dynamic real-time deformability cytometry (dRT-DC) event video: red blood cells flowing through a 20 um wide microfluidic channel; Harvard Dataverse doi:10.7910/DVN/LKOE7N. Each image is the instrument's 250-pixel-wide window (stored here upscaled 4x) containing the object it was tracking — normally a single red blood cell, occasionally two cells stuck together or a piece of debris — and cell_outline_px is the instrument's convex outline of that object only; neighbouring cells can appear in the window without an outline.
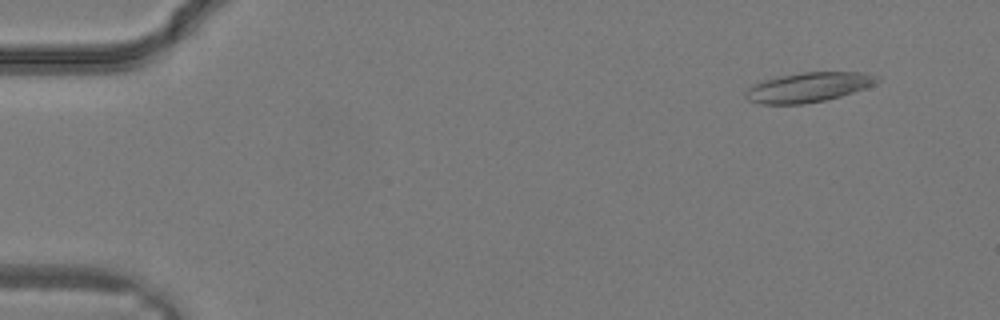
{"species": "common noctule bat (a hibernating species)", "species_latin": "Nyctalus noctula", "temperature_condition": "warm", "stored_images_in_passage": 10, "camera_frame_rate_fps": 3000, "um_per_image_px": 0.085, "animal": {"sex": "male", "body_mass_g": 19.2, "forearm_length_mm": 51.8}, "frame": {"image": 1, "passage_image": 3, "time_ms": 0.667, "image_size_px": [1000, 320], "cell_outline_px": [[880, 80], [864, 88], [840, 96], [824, 100], [804, 104], [760, 104], [748, 100], [744, 96], [744, 92], [752, 84], [760, 80], [780, 76], [804, 72], [860, 72], [872, 76]], "centroid_in_image_um": [68.59, 7.42], "position_along_channel_um": 16.4, "area_um2": 22.48}}
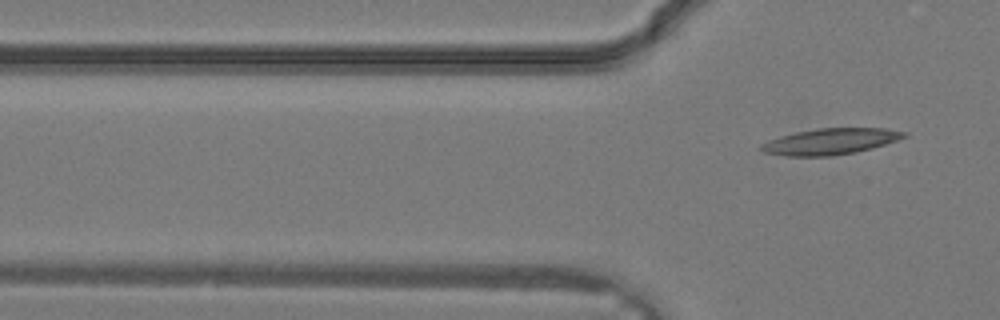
{"frame": {"image": 2, "passage_image": 10, "time_ms": 3.0, "image_size_px": [1000, 320], "cell_outline_px": [[908, 136], [872, 148], [856, 152], [832, 156], [784, 156], [764, 152], [756, 148], [760, 144], [768, 140], [780, 136], [796, 132], [816, 128], [884, 128], [908, 132]], "centroid_in_image_um": [70.54, 12.02], "position_along_channel_um": 55.3, "area_um2": 21.91}}